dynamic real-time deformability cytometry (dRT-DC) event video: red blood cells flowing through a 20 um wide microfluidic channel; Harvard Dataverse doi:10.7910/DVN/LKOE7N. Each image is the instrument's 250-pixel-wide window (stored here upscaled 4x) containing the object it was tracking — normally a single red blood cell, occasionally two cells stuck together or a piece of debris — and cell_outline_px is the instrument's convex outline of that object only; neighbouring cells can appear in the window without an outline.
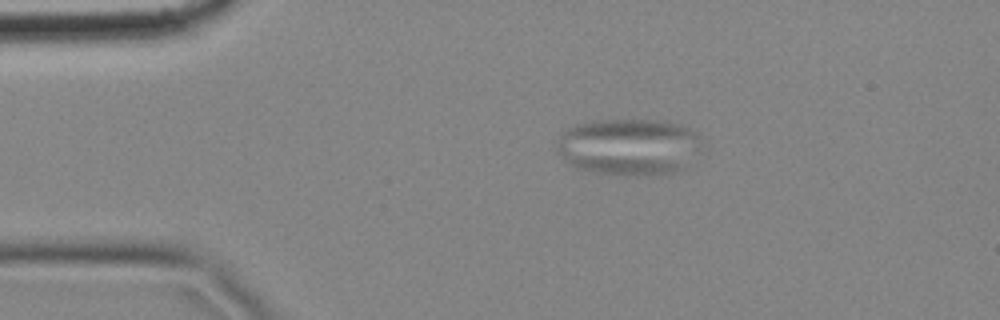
{"species": "common noctule bat (a hibernating species)", "species_latin": "Nyctalus noctula", "temperature_condition": "cold", "stored_images_in_passage": 4, "camera_frame_rate_fps": 3000, "um_per_image_px": 0.085, "animal": {"sex": "female", "body_mass_g": 18.4}, "frame": {"image": 1, "passage_image": 2, "time_ms": 0.333, "image_size_px": [1000, 320], "cell_outline_px": [[700, 144], [684, 168], [672, 172], [656, 176], [636, 176], [596, 172], [580, 168], [572, 164], [556, 148], [560, 132], [576, 124], [596, 120], [668, 120], [680, 124], [696, 132]], "centroid_in_image_um": [53.45, 12.46], "position_along_channel_um": 31.5, "area_um2": 47.63}}